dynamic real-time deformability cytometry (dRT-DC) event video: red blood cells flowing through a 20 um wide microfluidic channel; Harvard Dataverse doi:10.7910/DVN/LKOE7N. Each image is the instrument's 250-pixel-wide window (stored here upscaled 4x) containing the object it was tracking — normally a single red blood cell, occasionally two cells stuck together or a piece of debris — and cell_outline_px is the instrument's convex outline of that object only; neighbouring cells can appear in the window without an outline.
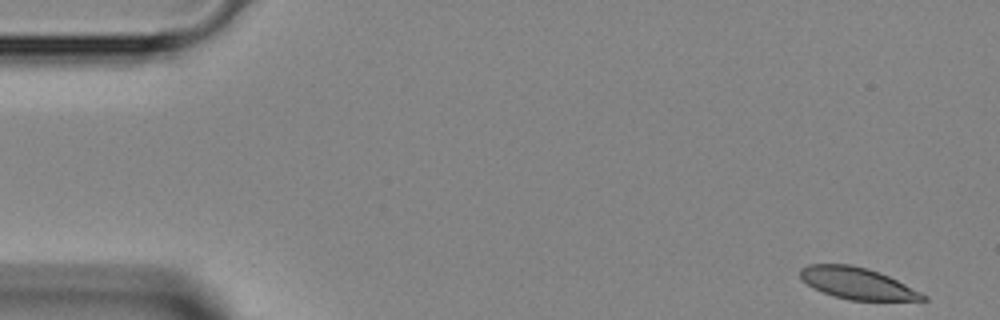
{"species": "Egyptian fruit bat (a non-hibernating species)", "species_latin": "Rousettus aegyptiacus", "temperature_condition": "room temperature", "stored_images_in_passage": 44, "camera_frame_rate_fps": 3000, "um_per_image_px": 0.085, "animal": {"sex": "female"}, "frame": {"image": 1, "passage_image": 1, "time_ms": 0.0, "image_size_px": [1000, 320], "cell_outline_px": [[928, 300], [848, 300], [832, 296], [812, 288], [800, 276], [800, 268], [808, 264], [852, 264], [868, 268], [880, 272], [928, 296]], "centroid_in_image_um": [72.83, 24.07], "position_along_channel_um": 12.2, "area_um2": 22.54}}
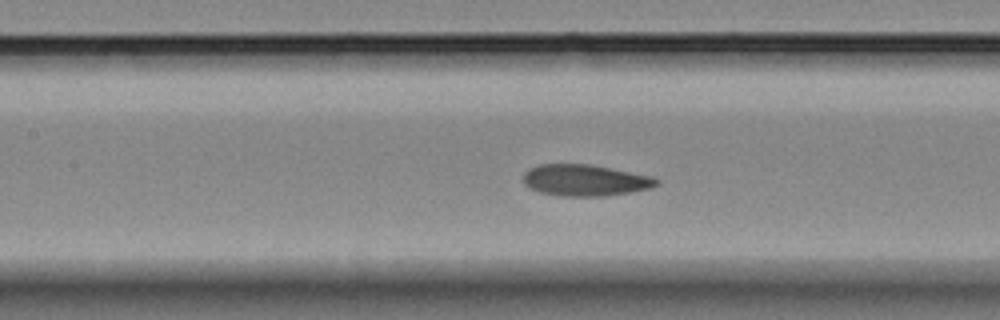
{"frame": {"image": 2, "passage_image": 19, "time_ms": 6.0, "image_size_px": [1000, 320], "cell_outline_px": [[660, 184], [652, 188], [632, 192], [604, 196], [560, 196], [540, 192], [524, 184], [524, 172], [528, 168], [540, 164], [588, 164], [656, 176], [660, 180]], "centroid_in_image_um": [49.8, 15.32], "position_along_channel_um": 157.6, "area_um2": 24.68}}
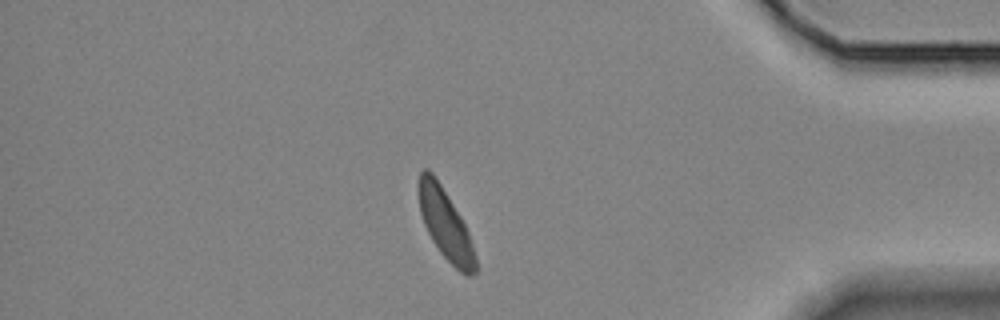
{"frame": {"image": 3, "passage_image": 38, "time_ms": 12.333, "image_size_px": [1000, 320], "cell_outline_px": [[476, 272], [472, 276], [464, 276], [440, 252], [432, 240], [424, 224], [420, 212], [416, 192], [416, 188], [420, 172], [424, 168], [428, 168], [432, 172], [440, 184], [460, 216], [468, 232], [472, 244], [476, 260]], "centroid_in_image_um": [37.82, 19.04], "position_along_channel_um": 397.4, "area_um2": 23.24}}